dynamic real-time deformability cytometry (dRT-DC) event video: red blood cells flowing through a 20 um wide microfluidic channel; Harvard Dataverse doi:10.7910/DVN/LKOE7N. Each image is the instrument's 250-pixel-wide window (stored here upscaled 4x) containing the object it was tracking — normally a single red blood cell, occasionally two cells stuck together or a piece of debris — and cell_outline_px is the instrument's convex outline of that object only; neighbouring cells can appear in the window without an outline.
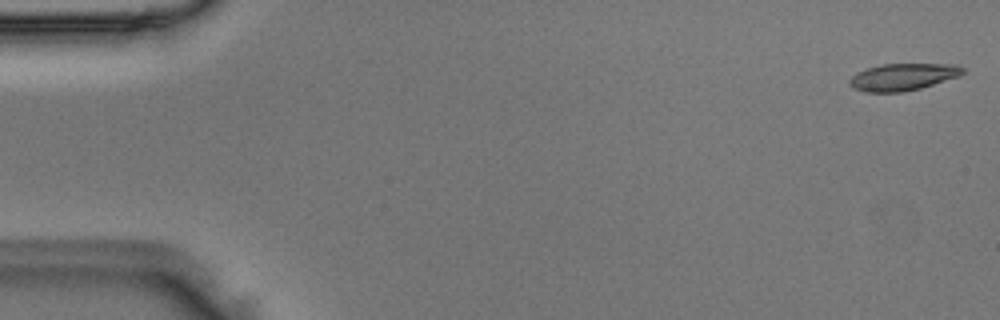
{"species": "Egyptian fruit bat (a non-hibernating species)", "species_latin": "Rousettus aegyptiacus", "temperature_condition": "room temperature", "stored_images_in_passage": 51, "camera_frame_rate_fps": 3000, "um_per_image_px": 0.085, "animal": {"sex": "male"}, "frame": {"image": 1, "passage_image": 1, "time_ms": 0.0, "image_size_px": [1000, 320], "cell_outline_px": [[964, 72], [960, 76], [920, 88], [900, 92], [864, 92], [852, 88], [848, 84], [848, 80], [856, 72], [880, 64], [956, 64], [964, 68]], "centroid_in_image_um": [76.71, 6.54], "position_along_channel_um": 8.3, "area_um2": 17.92}}
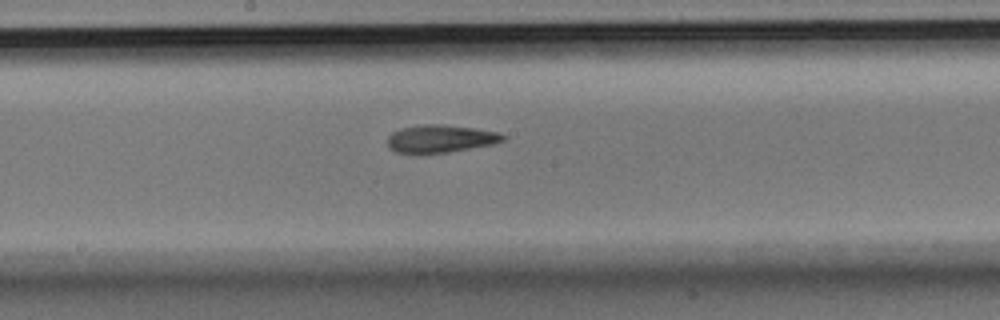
{"frame": {"image": 2, "passage_image": 27, "time_ms": 8.667, "image_size_px": [1000, 320], "cell_outline_px": [[508, 136], [504, 140], [492, 144], [448, 152], [420, 156], [416, 156], [396, 152], [388, 148], [388, 136], [392, 132], [400, 128], [424, 124], [440, 124], [472, 128], [500, 132]], "centroid_in_image_um": [37.38, 11.82], "position_along_channel_um": 210.8, "area_um2": 19.19}}
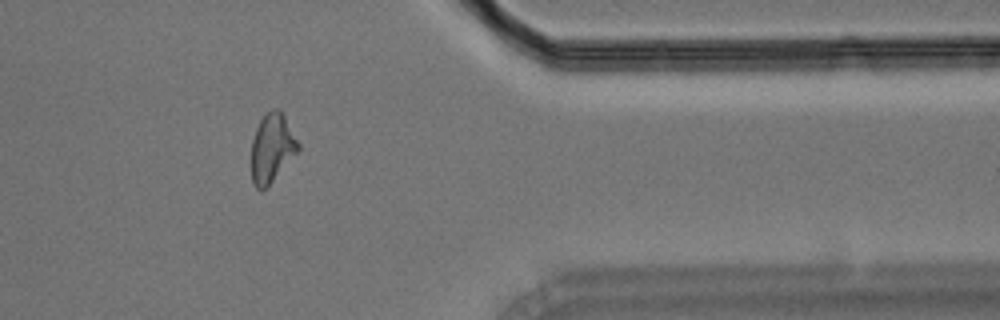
{"frame": {"image": 3, "passage_image": 42, "time_ms": 13.667, "image_size_px": [1000, 320], "cell_outline_px": [[300, 148], [272, 180], [260, 192], [256, 188], [252, 180], [252, 140], [256, 128], [260, 120], [272, 108], [280, 108], [300, 144]], "centroid_in_image_um": [23.11, 12.54], "position_along_channel_um": 388.3, "area_um2": 18.32}}